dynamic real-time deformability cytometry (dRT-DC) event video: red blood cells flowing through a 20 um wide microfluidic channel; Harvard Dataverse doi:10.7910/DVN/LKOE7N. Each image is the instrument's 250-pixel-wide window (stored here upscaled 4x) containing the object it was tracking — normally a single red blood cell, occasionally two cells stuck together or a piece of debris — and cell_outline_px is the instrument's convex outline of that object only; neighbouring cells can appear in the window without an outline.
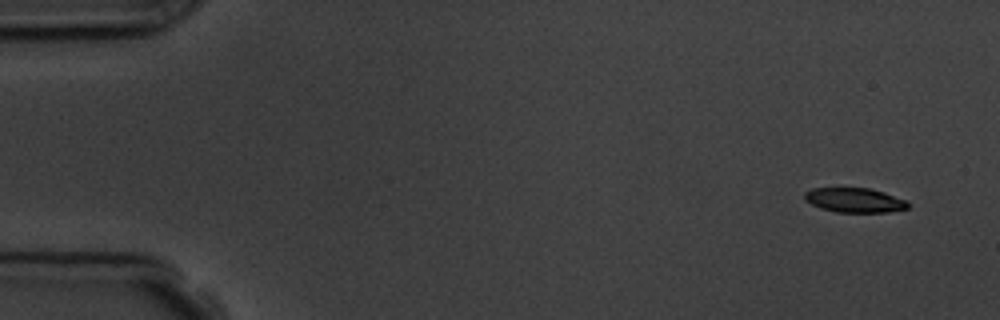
{"species": "common noctule bat (a hibernating species)", "species_latin": "Nyctalus noctula", "temperature_condition": "room temperature", "stored_images_in_passage": 5, "camera_frame_rate_fps": 3000, "um_per_image_px": 0.085, "animal": {"sex": "male", "body_mass_g": 19.5, "forearm_length_mm": 54.6}, "frame": {"image": 1, "passage_image": 1, "time_ms": 0.0, "image_size_px": [1000, 320], "cell_outline_px": [[908, 208], [888, 212], [836, 212], [820, 208], [804, 200], [804, 192], [812, 188], [868, 188], [884, 192], [904, 200], [908, 204]], "centroid_in_image_um": [72.59, 17.01], "position_along_channel_um": 12.4, "area_um2": 14.68}}
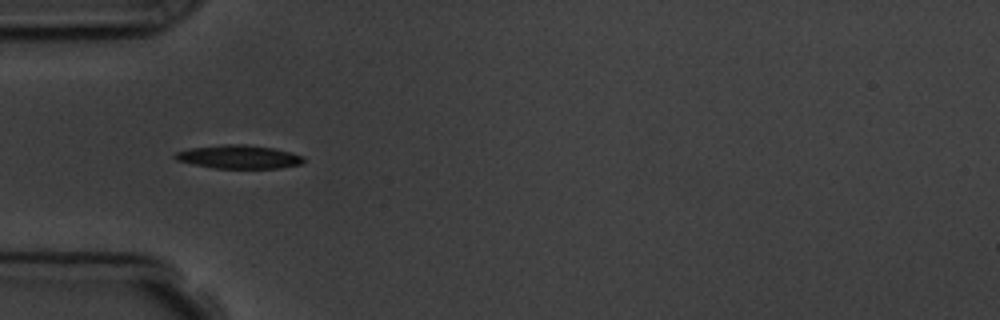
{"frame": {"image": 2, "passage_image": 5, "time_ms": 4.667, "image_size_px": [1000, 320], "cell_outline_px": [[304, 160], [300, 164], [280, 168], [212, 168], [192, 164], [176, 160], [172, 156], [176, 152], [188, 148], [224, 144], [248, 144], [276, 148], [304, 156]], "centroid_in_image_um": [20.27, 13.32], "position_along_channel_um": 64.7, "area_um2": 17.8}}